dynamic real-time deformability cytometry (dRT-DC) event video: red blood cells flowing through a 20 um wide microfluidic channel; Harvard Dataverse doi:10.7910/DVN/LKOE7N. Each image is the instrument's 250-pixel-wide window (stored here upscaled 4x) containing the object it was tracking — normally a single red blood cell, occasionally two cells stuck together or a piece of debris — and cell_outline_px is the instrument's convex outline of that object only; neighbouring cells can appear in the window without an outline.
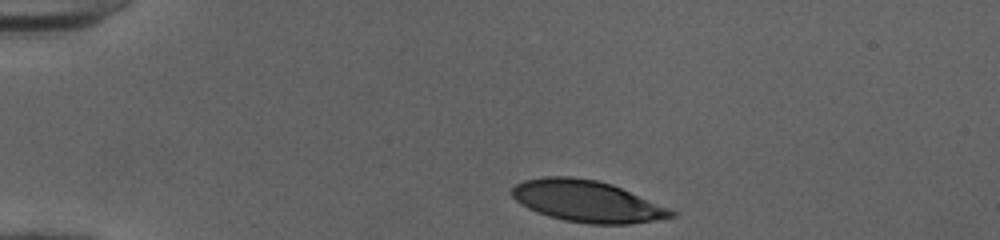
{"species": "human", "species_latin": "Homo sapiens", "temperature_condition": "cold", "stored_images_in_passage": 34, "camera_frame_rate_fps": 3000, "um_per_image_px": 0.085, "donor": {"sex": "female"}, "frame": {"image": 1, "passage_image": 1, "time_ms": 0.0, "image_size_px": [1000, 240], "cell_outline_px": [[676, 216], [628, 224], [588, 224], [564, 220], [548, 216], [528, 208], [520, 204], [512, 196], [512, 188], [516, 184], [524, 180], [544, 176], [572, 176], [596, 180], [612, 184], [672, 208], [676, 212]], "centroid_in_image_um": [49.92, 17.1], "position_along_channel_um": 35.1, "area_um2": 38.67}}
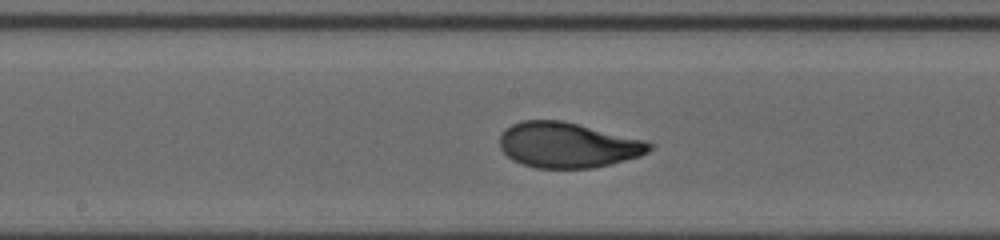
{"frame": {"image": 2, "passage_image": 18, "time_ms": 5.667, "image_size_px": [1000, 240], "cell_outline_px": [[652, 148], [648, 152], [640, 156], [592, 168], [536, 168], [512, 160], [500, 148], [500, 136], [504, 128], [520, 120], [564, 120], [648, 140], [652, 144]], "centroid_in_image_um": [48.26, 12.31], "position_along_channel_um": 199.9, "area_um2": 39.88}}
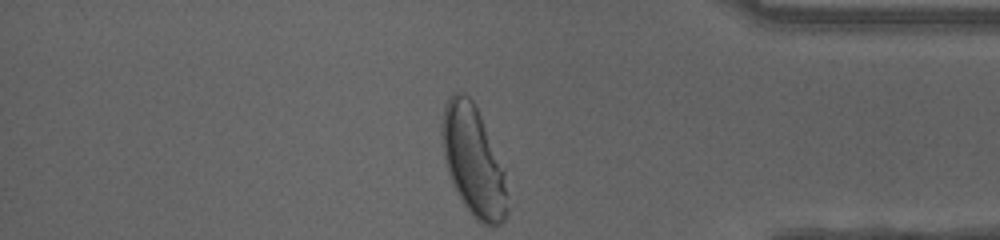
{"frame": {"image": 3, "passage_image": 34, "time_ms": 11.0, "image_size_px": [1000, 240], "cell_outline_px": [[512, 208], [504, 220], [500, 224], [484, 224], [476, 220], [464, 204], [456, 192], [452, 184], [444, 160], [440, 132], [440, 128], [444, 104], [452, 92], [460, 92], [468, 96], [472, 100], [480, 116], [504, 168]], "centroid_in_image_um": [40.25, 13.72], "position_along_channel_um": 394.9, "area_um2": 42.6}, "authors_computed_cell_mechanics": {"area_um2": 39.2173, "velocity_mm_per_s": 3.9935, "shape_relaxation_time_tau1_ms": 4.09, "shape_relaxation_time_tau2_ms": null, "deformation_change_tau1": 0.2162, "deformation_change_tau2": null}}